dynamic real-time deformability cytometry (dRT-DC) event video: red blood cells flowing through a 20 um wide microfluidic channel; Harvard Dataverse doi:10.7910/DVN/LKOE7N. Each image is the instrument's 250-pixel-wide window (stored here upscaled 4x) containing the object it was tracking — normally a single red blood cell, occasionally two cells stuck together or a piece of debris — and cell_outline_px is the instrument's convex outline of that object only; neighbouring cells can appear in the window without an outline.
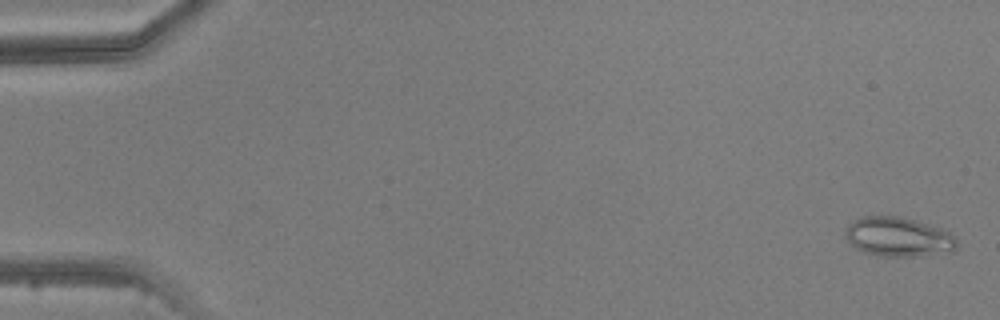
{"species": "common noctule bat (a hibernating species)", "species_latin": "Nyctalus noctula", "temperature_condition": "warm", "stored_images_in_passage": 4, "camera_frame_rate_fps": 3000, "um_per_image_px": 0.085, "animal": {"sex": "male", "body_mass_g": 20.5, "forearm_length_mm": 52.5}, "frame": {"image": 1, "passage_image": 1, "time_ms": 0.0, "image_size_px": [1000, 320], "cell_outline_px": [[956, 248], [952, 252], [916, 256], [880, 256], [864, 252], [856, 248], [844, 236], [844, 228], [848, 224], [860, 216], [900, 216], [928, 224], [940, 228], [948, 232], [956, 240]], "centroid_in_image_um": [76.31, 20.13], "position_along_channel_um": 8.7, "area_um2": 25.61}}